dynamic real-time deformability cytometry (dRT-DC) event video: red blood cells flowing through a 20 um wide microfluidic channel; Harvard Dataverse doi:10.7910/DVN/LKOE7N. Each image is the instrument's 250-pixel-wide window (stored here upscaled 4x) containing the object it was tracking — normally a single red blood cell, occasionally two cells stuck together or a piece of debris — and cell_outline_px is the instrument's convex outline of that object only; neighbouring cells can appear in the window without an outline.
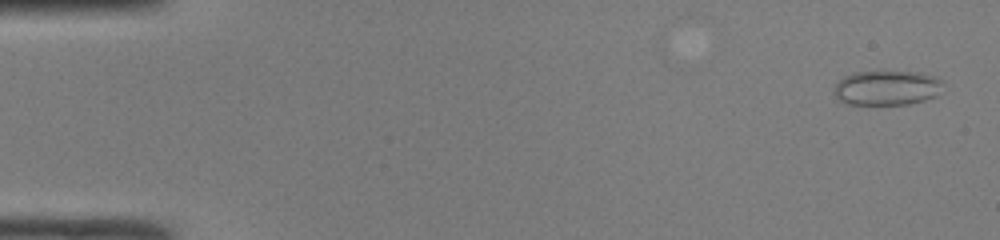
{"species": "common noctule bat (a hibernating species)", "species_latin": "Nyctalus noctula", "temperature_condition": "room temperature", "stored_images_in_passage": 49, "camera_frame_rate_fps": 3000, "um_per_image_px": 0.085, "animal": {"sex": "male", "body_mass_g": 19.0, "forearm_length_mm": 50.8}, "frame": {"image": 1, "passage_image": 2, "time_ms": 0.333, "image_size_px": [1000, 240], "cell_outline_px": [[944, 84], [936, 96], [924, 100], [908, 104], [848, 104], [840, 100], [832, 92], [832, 88], [844, 76], [856, 72], [916, 72], [932, 76], [940, 80]], "centroid_in_image_um": [75.35, 7.47], "position_along_channel_um": 9.6, "area_um2": 21.85}}
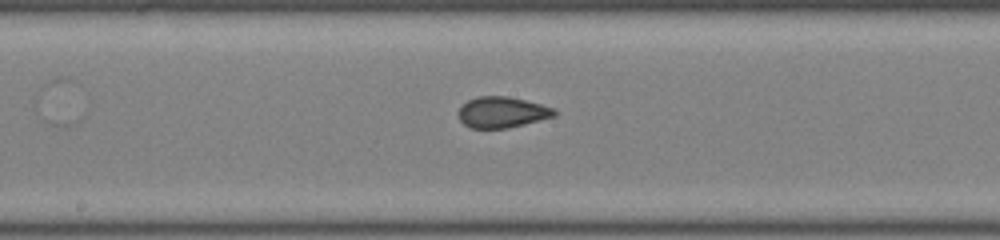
{"frame": {"image": 2, "passage_image": 26, "time_ms": 8.333, "image_size_px": [1000, 240], "cell_outline_px": [[556, 116], [508, 128], [468, 128], [460, 120], [456, 112], [468, 100], [480, 96], [508, 96], [556, 108]], "centroid_in_image_um": [42.67, 9.54], "position_along_channel_um": 205.5, "area_um2": 17.34}}
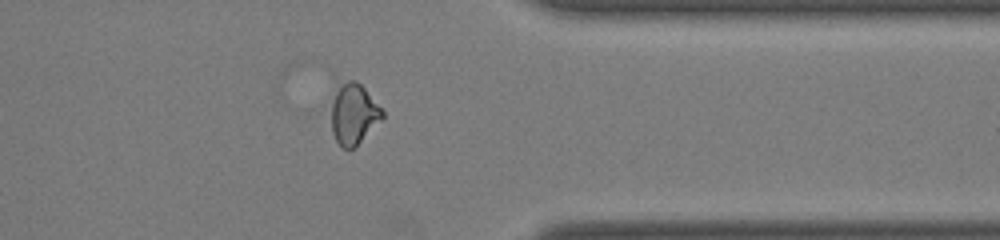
{"frame": {"image": 3, "passage_image": 39, "time_ms": 12.667, "image_size_px": [1000, 240], "cell_outline_px": [[384, 116], [352, 148], [344, 148], [336, 140], [332, 132], [332, 100], [340, 80], [356, 80], [364, 88], [384, 112]], "centroid_in_image_um": [30.03, 9.62], "position_along_channel_um": 381.4, "area_um2": 17.57}, "authors_computed_cell_mechanics": {"area_um2": 18.0914, "velocity_mm_per_s": 4.228, "shape_relaxation_time_tau1_ms": 8.264, "shape_relaxation_time_tau2_ms": 0.8841, "deformation_change_tau1": 0.1481, "deformation_change_tau2": 0.0501}}